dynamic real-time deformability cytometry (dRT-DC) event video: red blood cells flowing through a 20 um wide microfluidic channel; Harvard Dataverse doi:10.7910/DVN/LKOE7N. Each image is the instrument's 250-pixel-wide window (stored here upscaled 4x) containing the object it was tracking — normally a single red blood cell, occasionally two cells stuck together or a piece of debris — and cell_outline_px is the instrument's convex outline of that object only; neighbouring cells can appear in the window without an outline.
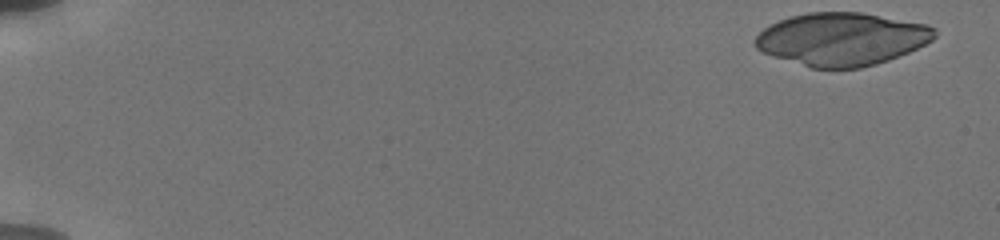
{"species": "human", "species_latin": "Homo sapiens", "temperature_condition": "cold", "stored_images_in_passage": 11, "camera_frame_rate_fps": 3000, "um_per_image_px": 0.085, "donor": {"sex": "male"}, "frame": {"image": 1, "passage_image": 1, "time_ms": 0.0, "image_size_px": [1000, 240], "cell_outline_px": [[936, 36], [932, 40], [908, 52], [888, 60], [876, 64], [860, 68], [812, 68], [764, 52], [756, 48], [752, 40], [764, 28], [780, 20], [792, 16], [808, 12], [860, 12], [928, 24], [936, 28]], "centroid_in_image_um": [71.57, 3.31], "position_along_channel_um": 13.4, "area_um2": 54.97}}